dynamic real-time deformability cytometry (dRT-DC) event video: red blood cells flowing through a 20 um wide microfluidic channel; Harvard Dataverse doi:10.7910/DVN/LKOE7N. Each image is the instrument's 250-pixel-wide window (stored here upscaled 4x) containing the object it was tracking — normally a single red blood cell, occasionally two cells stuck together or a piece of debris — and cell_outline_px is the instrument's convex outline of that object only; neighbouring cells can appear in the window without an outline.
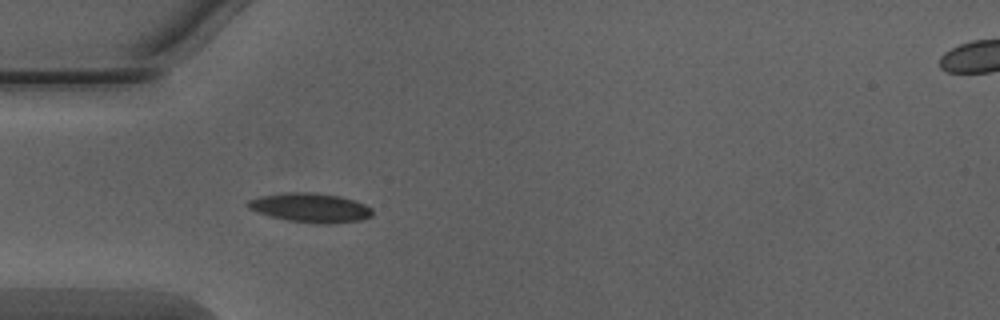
{"species": "Egyptian fruit bat (a non-hibernating species)", "species_latin": "Rousettus aegyptiacus", "temperature_condition": "warm", "stored_images_in_passage": 39, "camera_frame_rate_fps": 3000, "um_per_image_px": 0.085, "animal": {"sex": "male"}, "frame": {"image": 1, "passage_image": 4, "time_ms": 1.0, "image_size_px": [1000, 320], "cell_outline_px": [[372, 216], [360, 220], [332, 224], [320, 224], [288, 220], [256, 212], [248, 208], [244, 204], [248, 200], [260, 196], [284, 192], [316, 192], [340, 196], [356, 200], [372, 208]], "centroid_in_image_um": [26.38, 17.64], "position_along_channel_um": 58.6, "area_um2": 21.44}}
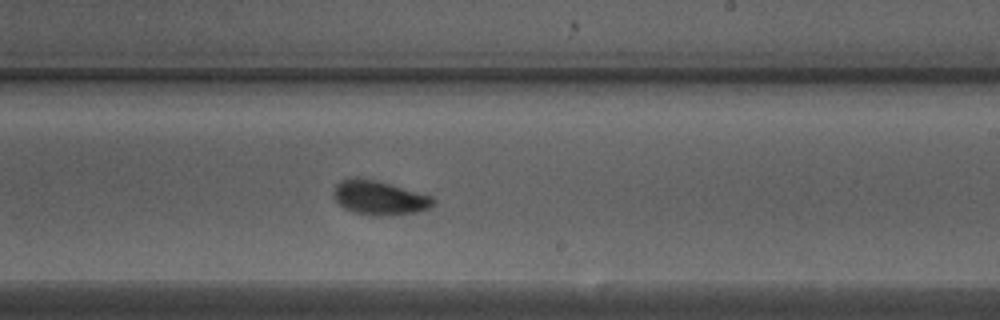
{"frame": {"image": 2, "passage_image": 19, "time_ms": 6.0, "image_size_px": [1000, 320], "cell_outline_px": [[436, 200], [432, 208], [416, 212], [384, 216], [376, 216], [352, 212], [344, 208], [332, 196], [332, 192], [336, 184], [340, 180], [348, 176], [360, 176], [376, 180], [432, 196]], "centroid_in_image_um": [32.21, 16.79], "position_along_channel_um": 256.8, "area_um2": 20.29}}
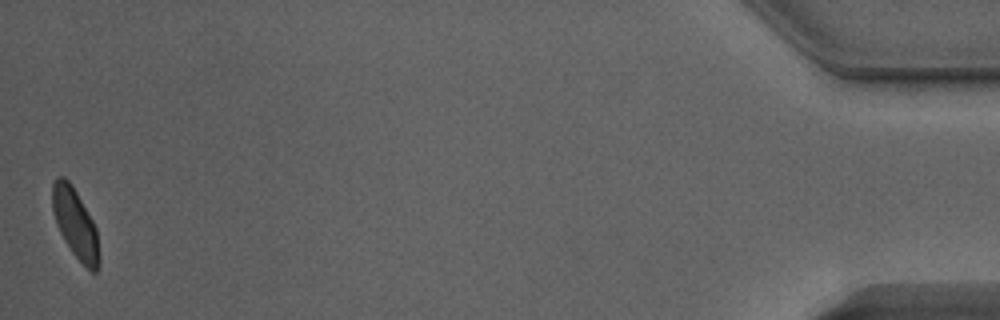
{"frame": {"image": 3, "passage_image": 39, "time_ms": 12.667, "image_size_px": [1000, 320], "cell_outline_px": [[100, 264], [96, 272], [92, 272], [72, 252], [64, 240], [56, 224], [52, 208], [52, 184], [56, 176], [64, 176], [72, 184], [92, 220], [96, 228], [100, 256]], "centroid_in_image_um": [6.39, 18.98], "position_along_channel_um": 428.8, "area_um2": 18.9}, "authors_computed_cell_mechanics": {"area_um2": 19.7098, "velocity_mm_per_s": 4.0372, "shape_relaxation_time_tau1_ms": 2.212, "shape_relaxation_time_tau2_ms": 1.2456, "deformation_change_tau1": 0.1187, "deformation_change_tau2": 0.0559}}